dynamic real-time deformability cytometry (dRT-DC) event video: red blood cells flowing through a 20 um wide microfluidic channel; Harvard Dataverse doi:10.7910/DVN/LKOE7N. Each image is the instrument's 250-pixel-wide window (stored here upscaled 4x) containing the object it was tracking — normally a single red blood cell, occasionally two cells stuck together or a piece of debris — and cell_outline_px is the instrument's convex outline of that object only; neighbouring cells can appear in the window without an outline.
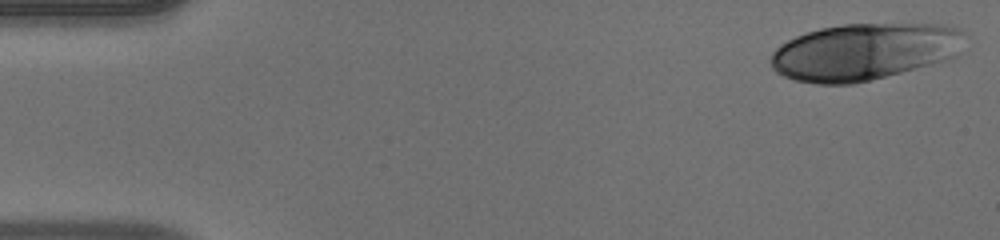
{"species": "human", "species_latin": "Homo sapiens", "temperature_condition": "warm", "stored_images_in_passage": 48, "camera_frame_rate_fps": 3000, "um_per_image_px": 0.085, "donor": {"sex": "male"}, "frame": {"image": 1, "passage_image": 1, "time_ms": 0.0, "image_size_px": [1000, 240], "cell_outline_px": [[960, 32], [956, 56], [872, 80], [852, 84], [816, 84], [796, 80], [784, 76], [776, 72], [772, 68], [772, 52], [780, 44], [796, 36], [820, 28], [844, 24], [948, 24], [956, 28]], "centroid_in_image_um": [73.36, 4.39], "position_along_channel_um": 11.6, "area_um2": 63.29}}
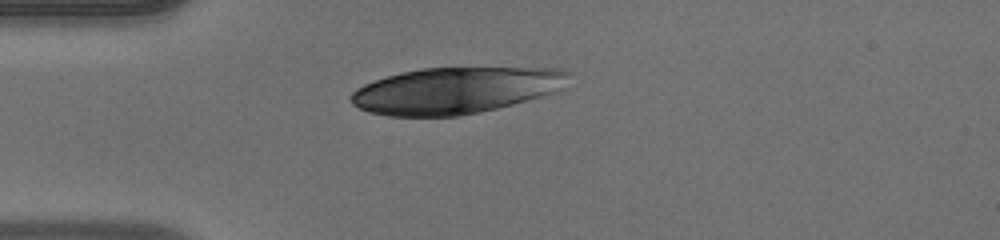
{"frame": {"image": 2, "passage_image": 12, "time_ms": 3.667, "image_size_px": [1000, 240], "cell_outline_px": [[572, 72], [552, 92], [540, 96], [512, 104], [496, 108], [456, 116], [388, 116], [368, 112], [352, 104], [348, 96], [356, 88], [364, 84], [400, 72], [424, 68], [564, 68]], "centroid_in_image_um": [38.63, 7.68], "position_along_channel_um": 46.4, "area_um2": 58.15}}
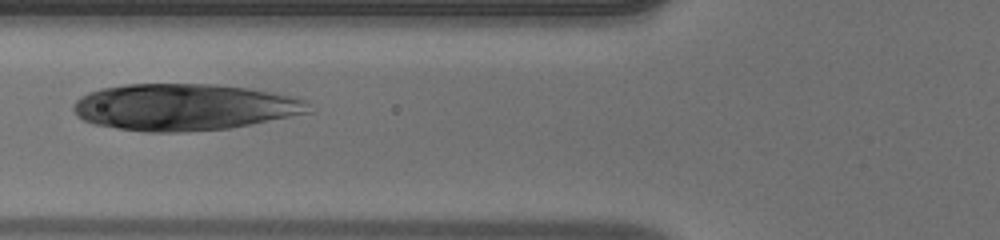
{"frame": {"image": 3, "passage_image": 18, "time_ms": 5.667, "image_size_px": [1000, 240], "cell_outline_px": [[312, 112], [252, 124], [228, 128], [184, 132], [148, 132], [120, 128], [96, 124], [84, 120], [76, 116], [72, 108], [72, 104], [80, 96], [88, 92], [100, 88], [124, 84], [216, 84], [248, 88], [296, 96], [304, 100], [308, 104]], "centroid_in_image_um": [15.65, 9.09], "position_along_channel_um": 110.2, "area_um2": 64.16}}